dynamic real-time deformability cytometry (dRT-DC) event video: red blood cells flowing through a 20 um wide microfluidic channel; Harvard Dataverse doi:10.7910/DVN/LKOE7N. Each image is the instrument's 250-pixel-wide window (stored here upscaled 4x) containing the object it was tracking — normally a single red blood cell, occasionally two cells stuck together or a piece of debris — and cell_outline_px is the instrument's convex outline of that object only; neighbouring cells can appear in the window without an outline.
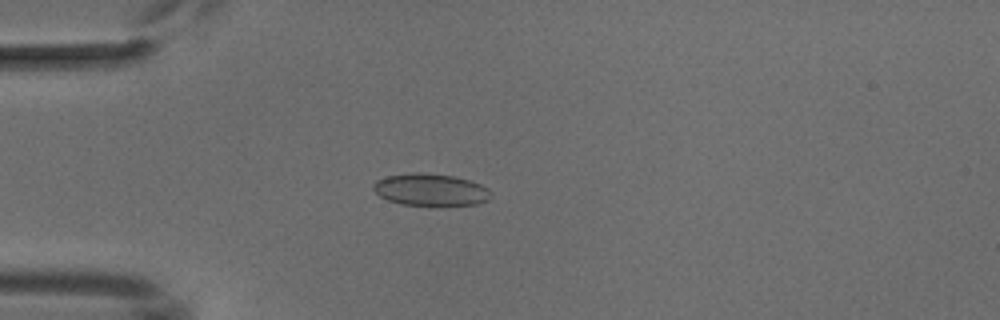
{"species": "common noctule bat (a hibernating species)", "species_latin": "Nyctalus noctula", "temperature_condition": "cold", "stored_images_in_passage": 4, "camera_frame_rate_fps": 3000, "um_per_image_px": 0.085, "animal": {"sex": "male", "body_mass_g": 18.8}, "frame": {"image": 1, "passage_image": 4, "time_ms": 4.333, "image_size_px": [1000, 320], "cell_outline_px": [[492, 196], [488, 200], [476, 204], [444, 208], [428, 208], [400, 204], [388, 200], [380, 196], [372, 188], [372, 184], [376, 180], [388, 176], [412, 172], [420, 172], [452, 176], [468, 180], [480, 184], [488, 188], [492, 192]], "centroid_in_image_um": [36.62, 16.19], "position_along_channel_um": 48.4, "area_um2": 23.0}}